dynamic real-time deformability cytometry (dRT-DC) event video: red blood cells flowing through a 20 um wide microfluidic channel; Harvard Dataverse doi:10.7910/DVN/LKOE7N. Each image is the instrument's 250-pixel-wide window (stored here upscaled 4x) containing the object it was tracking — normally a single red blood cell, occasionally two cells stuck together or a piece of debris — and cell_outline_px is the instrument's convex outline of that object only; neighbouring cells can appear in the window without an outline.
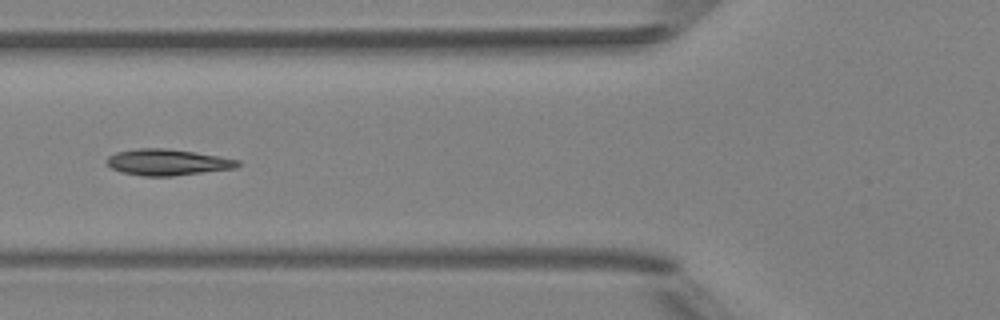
{"species": "Egyptian fruit bat (a non-hibernating species)", "species_latin": "Rousettus aegyptiacus", "temperature_condition": "room temperature", "stored_images_in_passage": 6, "camera_frame_rate_fps": 3000, "um_per_image_px": 0.085, "animal": {"sex": "female"}, "frame": {"image": 1, "passage_image": 5, "time_ms": 4.667, "image_size_px": [1000, 320], "cell_outline_px": [[240, 164], [236, 168], [172, 176], [144, 176], [120, 172], [112, 168], [104, 160], [108, 156], [116, 152], [140, 148], [164, 148], [196, 152], [240, 160]], "centroid_in_image_um": [14.22, 13.79], "position_along_channel_um": 111.6, "area_um2": 20.0}}
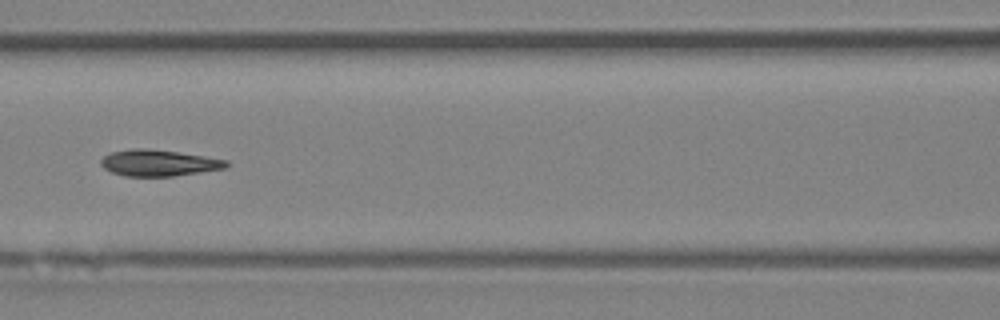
{"frame": {"image": 2, "passage_image": 6, "time_ms": 5.667, "image_size_px": [1000, 320], "cell_outline_px": [[228, 164], [224, 168], [172, 176], [124, 176], [112, 172], [104, 168], [100, 164], [100, 160], [104, 156], [112, 152], [132, 148], [144, 148], [176, 152], [204, 156], [228, 160]], "centroid_in_image_um": [13.44, 13.84], "position_along_channel_um": 153.2, "area_um2": 18.96}}